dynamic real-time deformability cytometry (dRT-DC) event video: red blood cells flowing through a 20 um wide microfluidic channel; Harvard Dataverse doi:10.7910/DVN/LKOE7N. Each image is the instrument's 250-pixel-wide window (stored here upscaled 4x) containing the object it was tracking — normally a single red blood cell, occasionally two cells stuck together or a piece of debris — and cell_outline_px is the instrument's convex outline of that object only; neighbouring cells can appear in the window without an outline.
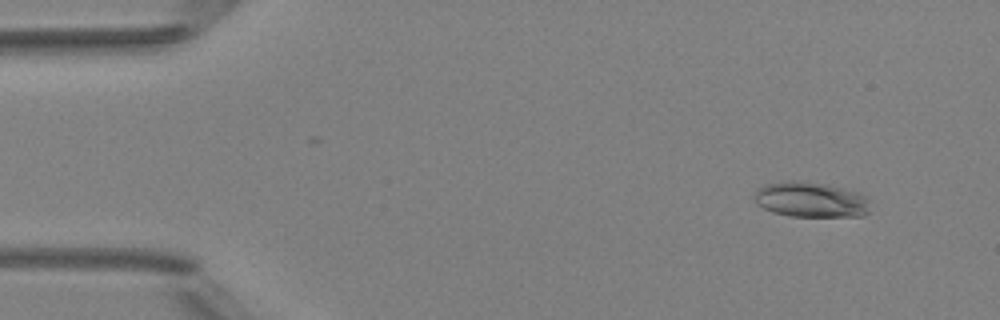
{"species": "Egyptian fruit bat (a non-hibernating species)", "species_latin": "Rousettus aegyptiacus", "temperature_condition": "room temperature", "stored_images_in_passage": 5, "camera_frame_rate_fps": 3000, "um_per_image_px": 0.085, "animal": {"sex": "female"}, "frame": {"image": 1, "passage_image": 2, "time_ms": 1.333, "image_size_px": [1000, 320], "cell_outline_px": [[872, 200], [868, 212], [864, 216], [788, 216], [772, 212], [756, 204], [752, 200], [752, 196], [756, 188], [764, 184], [784, 180], [792, 180], [828, 184], [860, 192], [868, 196]], "centroid_in_image_um": [68.91, 16.95], "position_along_channel_um": 16.1, "area_um2": 24.62}}